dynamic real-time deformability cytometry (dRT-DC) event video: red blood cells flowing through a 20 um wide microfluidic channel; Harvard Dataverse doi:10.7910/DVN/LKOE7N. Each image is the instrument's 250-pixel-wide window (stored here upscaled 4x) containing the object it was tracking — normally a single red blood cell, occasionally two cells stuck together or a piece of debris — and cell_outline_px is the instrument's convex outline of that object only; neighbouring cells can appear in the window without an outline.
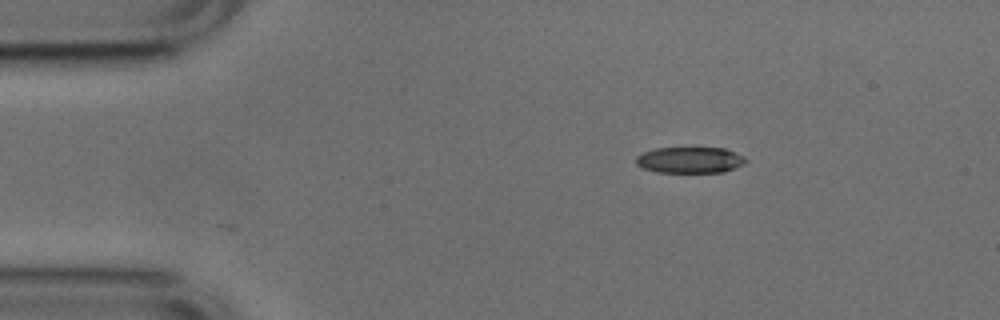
{"species": "common noctule bat (a hibernating species)", "species_latin": "Nyctalus noctula", "temperature_condition": "cold", "stored_images_in_passage": 3, "camera_frame_rate_fps": 3000, "um_per_image_px": 0.085, "animal": {"sex": "male", "body_mass_g": 17.9, "forearm_length_mm": 54.2}, "frame": {"image": 1, "passage_image": 1, "time_ms": 0.0, "image_size_px": [1000, 320], "cell_outline_px": [[748, 160], [744, 164], [724, 172], [656, 172], [644, 168], [636, 164], [636, 156], [644, 152], [656, 148], [724, 148], [744, 156]], "centroid_in_image_um": [58.66, 13.6], "position_along_channel_um": 26.3, "area_um2": 16.65}}
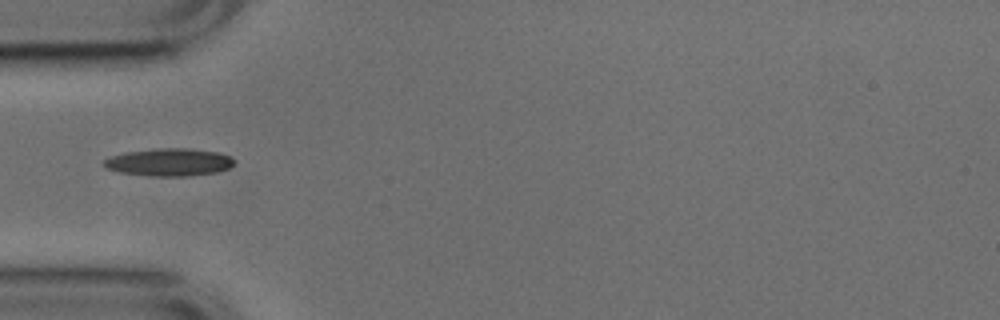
{"frame": {"image": 2, "passage_image": 3, "time_ms": 0.667, "image_size_px": [1000, 320], "cell_outline_px": [[236, 164], [228, 168], [216, 172], [188, 176], [148, 176], [120, 172], [104, 168], [100, 164], [104, 160], [112, 156], [124, 152], [160, 148], [188, 148], [216, 152], [228, 156], [236, 160]], "centroid_in_image_um": [14.35, 13.79], "position_along_channel_um": 70.7, "area_um2": 21.1}}